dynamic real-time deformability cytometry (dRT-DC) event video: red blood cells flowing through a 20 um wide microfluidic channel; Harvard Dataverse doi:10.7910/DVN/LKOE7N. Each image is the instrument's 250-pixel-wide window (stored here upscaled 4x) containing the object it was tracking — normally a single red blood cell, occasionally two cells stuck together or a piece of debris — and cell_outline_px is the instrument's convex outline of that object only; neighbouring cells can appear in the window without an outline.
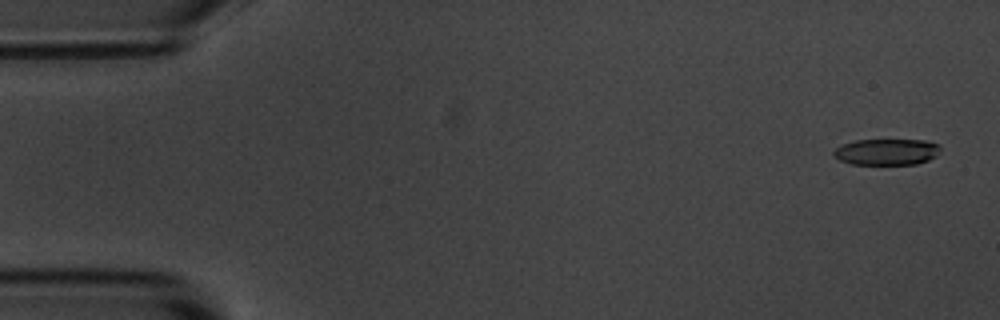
{"species": "common noctule bat (a hibernating species)", "species_latin": "Nyctalus noctula", "temperature_condition": "room temperature", "stored_images_in_passage": 4, "camera_frame_rate_fps": 3000, "um_per_image_px": 0.085, "animal": {"sex": "male", "body_mass_g": 20.1, "forearm_length_mm": 53.5}, "frame": {"image": 1, "passage_image": 1, "time_ms": 0.0, "image_size_px": [1000, 320], "cell_outline_px": [[940, 148], [936, 156], [928, 160], [916, 164], [852, 164], [840, 160], [832, 156], [832, 152], [836, 148], [844, 144], [856, 140], [924, 140], [940, 144]], "centroid_in_image_um": [75.36, 12.91], "position_along_channel_um": 9.6, "area_um2": 16.3}}
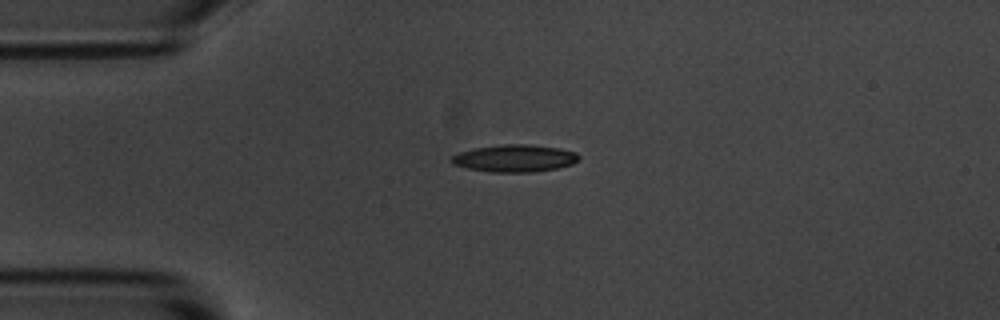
{"frame": {"image": 2, "passage_image": 4, "time_ms": 3.667, "image_size_px": [1000, 320], "cell_outline_px": [[580, 160], [572, 164], [556, 168], [532, 172], [492, 172], [468, 168], [452, 164], [452, 156], [460, 152], [476, 148], [504, 144], [528, 144], [560, 148], [576, 152], [580, 156]], "centroid_in_image_um": [43.79, 13.45], "position_along_channel_um": 41.2, "area_um2": 20.11}}